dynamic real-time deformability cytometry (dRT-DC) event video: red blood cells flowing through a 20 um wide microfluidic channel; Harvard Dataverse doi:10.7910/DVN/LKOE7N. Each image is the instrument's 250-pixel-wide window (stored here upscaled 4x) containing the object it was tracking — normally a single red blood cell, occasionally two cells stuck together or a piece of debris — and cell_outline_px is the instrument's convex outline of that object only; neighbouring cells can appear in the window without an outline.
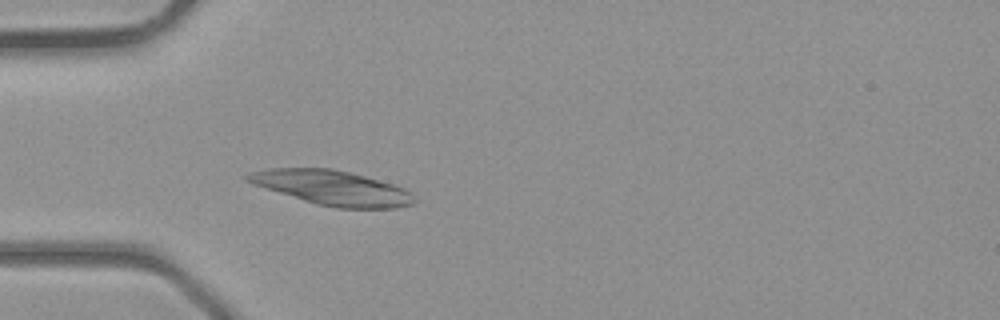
{"species": "common noctule bat (a hibernating species)", "species_latin": "Nyctalus noctula", "temperature_condition": "room temperature", "stored_images_in_passage": 31, "camera_frame_rate_fps": 3000, "um_per_image_px": 0.085, "animal": {"sex": "male", "body_mass_g": 23.1, "forearm_length_mm": 52.7}, "frame": {"image": 1, "passage_image": 3, "time_ms": 0.667, "image_size_px": [1000, 320], "cell_outline_px": [[416, 200], [412, 204], [396, 208], [336, 208], [316, 204], [252, 184], [244, 180], [244, 176], [252, 172], [268, 168], [332, 168], [396, 184], [412, 192], [416, 196]], "centroid_in_image_um": [28.26, 15.96], "position_along_channel_um": 56.7, "area_um2": 33.7}}
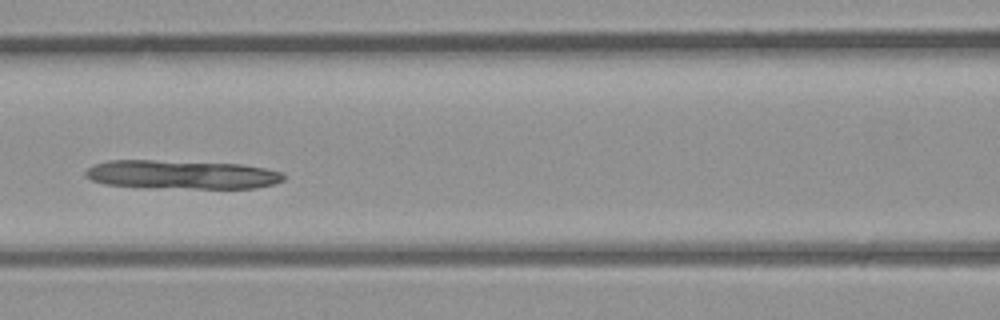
{"frame": {"image": 2, "passage_image": 9, "time_ms": 2.667, "image_size_px": [1000, 320], "cell_outline_px": [[284, 180], [276, 184], [256, 188], [148, 188], [104, 184], [92, 180], [84, 176], [84, 172], [88, 168], [96, 164], [108, 160], [152, 160], [240, 164], [264, 168], [284, 172]], "centroid_in_image_um": [15.44, 14.85], "position_along_channel_um": 151.2, "area_um2": 33.52}}